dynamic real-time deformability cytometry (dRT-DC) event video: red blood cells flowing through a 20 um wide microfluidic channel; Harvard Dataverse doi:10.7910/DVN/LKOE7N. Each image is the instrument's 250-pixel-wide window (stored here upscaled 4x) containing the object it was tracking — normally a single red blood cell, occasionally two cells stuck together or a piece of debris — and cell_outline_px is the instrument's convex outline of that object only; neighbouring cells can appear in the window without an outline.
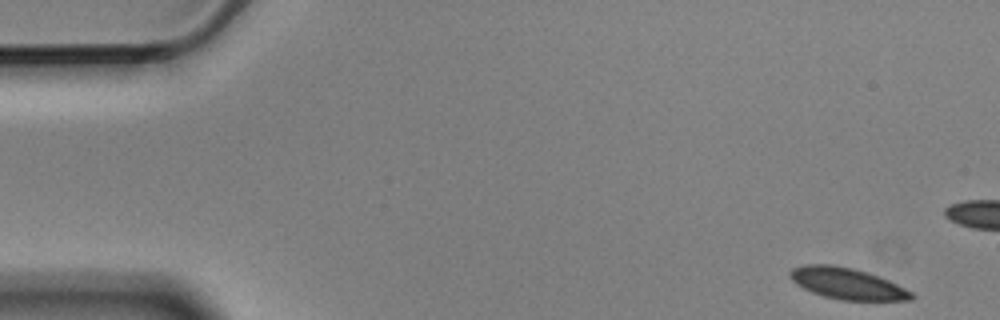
{"species": "Egyptian fruit bat (a non-hibernating species)", "species_latin": "Rousettus aegyptiacus", "temperature_condition": "cold", "stored_images_in_passage": 5, "camera_frame_rate_fps": 3000, "um_per_image_px": 0.085, "animal": {"sex": "male"}, "frame": {"image": 1, "passage_image": 1, "time_ms": 0.0, "image_size_px": [1000, 320], "cell_outline_px": [[916, 296], [912, 300], [840, 300], [824, 296], [812, 292], [796, 284], [788, 276], [788, 272], [792, 268], [804, 264], [832, 264], [852, 268], [868, 272], [888, 280], [912, 292]], "centroid_in_image_um": [71.98, 24.09], "position_along_channel_um": 13.0, "area_um2": 22.2}}